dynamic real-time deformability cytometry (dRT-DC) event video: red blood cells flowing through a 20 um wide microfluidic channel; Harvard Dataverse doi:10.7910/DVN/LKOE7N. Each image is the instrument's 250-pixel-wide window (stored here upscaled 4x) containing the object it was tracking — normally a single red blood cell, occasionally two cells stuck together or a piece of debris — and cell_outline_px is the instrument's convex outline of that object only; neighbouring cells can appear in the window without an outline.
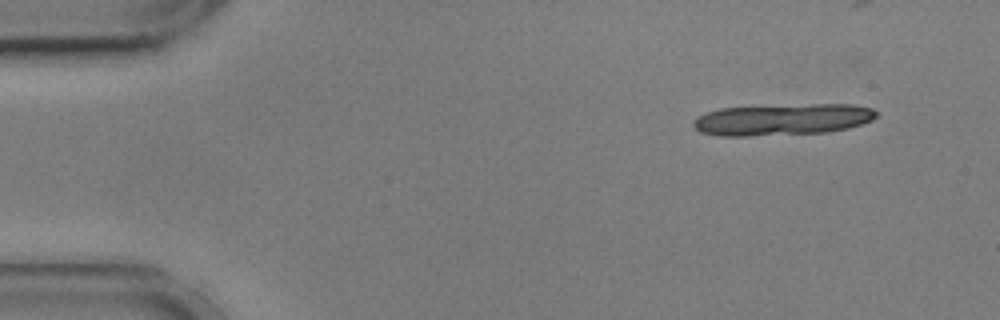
{"species": "common noctule bat (a hibernating species)", "species_latin": "Nyctalus noctula", "temperature_condition": "cold", "stored_images_in_passage": 14, "camera_frame_rate_fps": 3000, "um_per_image_px": 0.085, "animal": {"sex": "male", "body_mass_g": 17.9, "forearm_length_mm": 54.2}, "frame": {"image": 1, "passage_image": 1, "time_ms": 0.0, "image_size_px": [1000, 320], "cell_outline_px": [[880, 112], [872, 120], [848, 128], [828, 132], [748, 136], [720, 136], [700, 132], [692, 124], [704, 112], [720, 108], [812, 104], [852, 104], [872, 108]], "centroid_in_image_um": [66.54, 10.16], "position_along_channel_um": 18.5, "area_um2": 33.58}}